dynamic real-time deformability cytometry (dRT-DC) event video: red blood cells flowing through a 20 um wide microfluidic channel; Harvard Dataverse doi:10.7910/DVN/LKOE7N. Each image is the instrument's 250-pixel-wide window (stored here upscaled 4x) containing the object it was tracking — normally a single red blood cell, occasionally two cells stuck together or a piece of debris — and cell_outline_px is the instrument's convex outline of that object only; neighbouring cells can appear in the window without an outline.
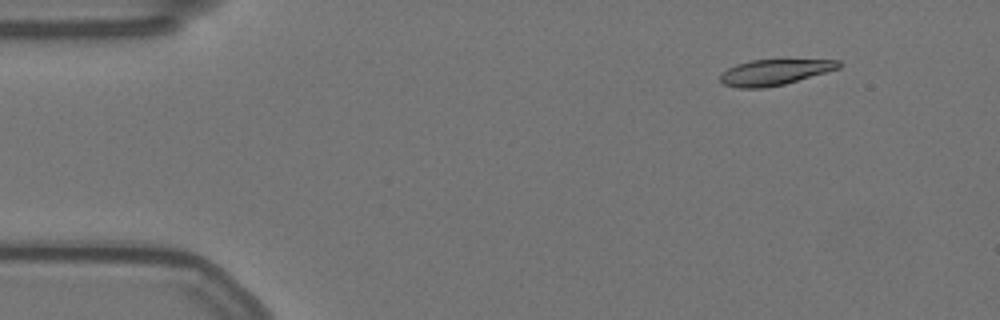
{"species": "Egyptian fruit bat (a non-hibernating species)", "species_latin": "Rousettus aegyptiacus", "temperature_condition": "warm", "stored_images_in_passage": 11, "camera_frame_rate_fps": 3000, "um_per_image_px": 0.085, "animal": {"sex": "female"}, "frame": {"image": 1, "passage_image": 1, "time_ms": 0.0, "image_size_px": [1000, 320], "cell_outline_px": [[840, 68], [784, 84], [764, 88], [740, 88], [724, 84], [720, 80], [720, 76], [728, 68], [736, 64], [752, 60], [840, 60]], "centroid_in_image_um": [65.82, 6.14], "position_along_channel_um": 19.2, "area_um2": 17.46}}
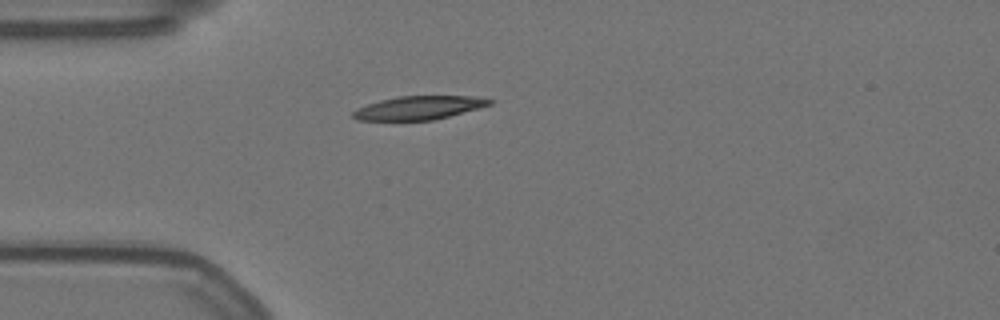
{"frame": {"image": 2, "passage_image": 10, "time_ms": 3.0, "image_size_px": [1000, 320], "cell_outline_px": [[496, 100], [492, 104], [480, 108], [432, 120], [356, 120], [352, 116], [352, 112], [356, 108], [380, 100], [396, 96], [476, 96]], "centroid_in_image_um": [35.62, 9.15], "position_along_channel_um": 49.4, "area_um2": 18.79}}